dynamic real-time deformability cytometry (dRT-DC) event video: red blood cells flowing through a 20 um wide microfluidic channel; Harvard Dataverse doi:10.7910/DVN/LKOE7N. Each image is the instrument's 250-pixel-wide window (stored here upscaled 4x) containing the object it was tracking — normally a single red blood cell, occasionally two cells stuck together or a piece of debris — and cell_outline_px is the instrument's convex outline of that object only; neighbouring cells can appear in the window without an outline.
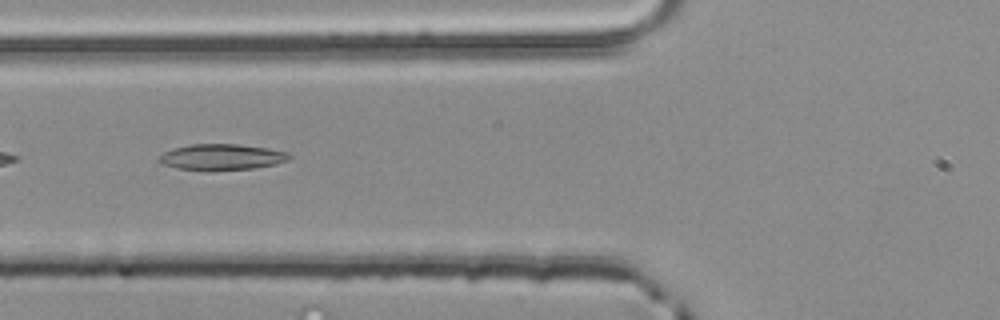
{"species": "common noctule bat (a hibernating species)", "species_latin": "Nyctalus noctula", "temperature_condition": "room temperature", "stored_images_in_passage": 4, "camera_frame_rate_fps": 3000, "um_per_image_px": 0.085, "animal": {"sex": "male", "body_mass_g": 20.4}, "frame": {"image": 1, "passage_image": 4, "time_ms": 1.0, "image_size_px": [1000, 320], "cell_outline_px": [[292, 156], [288, 160], [276, 164], [252, 168], [212, 172], [208, 172], [176, 168], [160, 164], [156, 160], [164, 152], [172, 148], [192, 144], [240, 144], [268, 148], [288, 152]], "centroid_in_image_um": [18.8, 13.37], "position_along_channel_um": 107.0, "area_um2": 20.29}}